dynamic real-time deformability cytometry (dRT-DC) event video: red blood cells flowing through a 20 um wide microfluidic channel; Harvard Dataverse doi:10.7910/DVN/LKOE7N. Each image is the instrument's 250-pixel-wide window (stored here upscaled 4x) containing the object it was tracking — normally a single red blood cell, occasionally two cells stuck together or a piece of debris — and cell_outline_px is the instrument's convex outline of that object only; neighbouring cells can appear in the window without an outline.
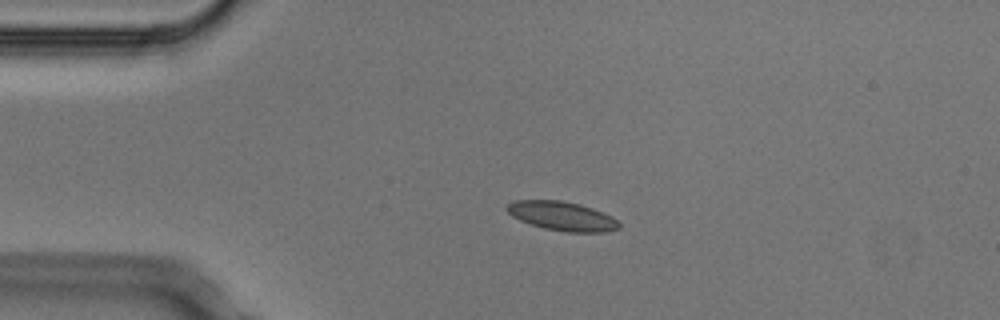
{"species": "Egyptian fruit bat (a non-hibernating species)", "species_latin": "Rousettus aegyptiacus", "temperature_condition": "cold", "stored_images_in_passage": 4, "camera_frame_rate_fps": 3000, "um_per_image_px": 0.085, "animal": {"sex": "male"}, "frame": {"image": 1, "passage_image": 3, "time_ms": 0.667, "image_size_px": [1000, 320], "cell_outline_px": [[620, 228], [604, 232], [568, 232], [544, 228], [520, 220], [512, 216], [504, 208], [504, 204], [512, 200], [560, 200], [580, 204], [604, 212], [612, 216], [620, 224]], "centroid_in_image_um": [47.75, 18.35], "position_along_channel_um": 37.3, "area_um2": 19.13}}